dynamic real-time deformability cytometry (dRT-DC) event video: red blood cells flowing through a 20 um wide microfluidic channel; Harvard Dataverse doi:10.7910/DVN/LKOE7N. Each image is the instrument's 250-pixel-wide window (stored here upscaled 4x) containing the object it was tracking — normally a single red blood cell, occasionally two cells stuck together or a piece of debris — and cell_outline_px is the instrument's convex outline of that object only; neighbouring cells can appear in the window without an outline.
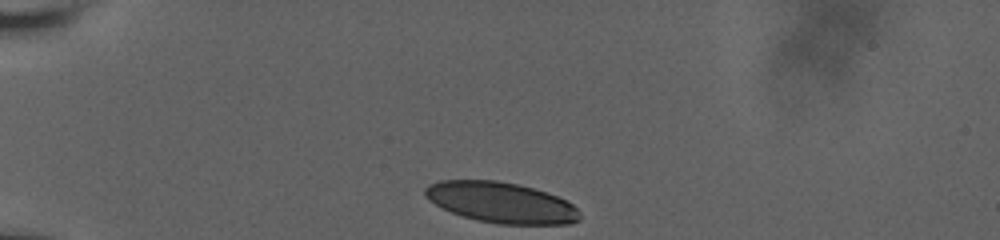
{"species": "human", "species_latin": "Homo sapiens", "temperature_condition": "room temperature", "stored_images_in_passage": 34, "camera_frame_rate_fps": 3000, "um_per_image_px": 0.085, "donor": {"sex": "male"}, "frame": {"image": 1, "passage_image": 1, "time_ms": 0.0, "image_size_px": [1000, 240], "cell_outline_px": [[580, 220], [568, 224], [496, 224], [476, 220], [452, 212], [428, 200], [424, 196], [424, 188], [428, 184], [440, 180], [496, 180], [516, 184], [532, 188], [556, 196], [572, 204], [580, 212]], "centroid_in_image_um": [42.57, 17.21], "position_along_channel_um": 42.4, "area_um2": 36.53}}
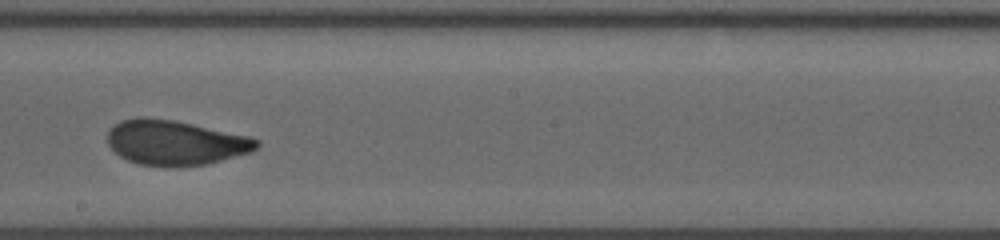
{"frame": {"image": 2, "passage_image": 20, "time_ms": 6.333, "image_size_px": [1000, 240], "cell_outline_px": [[260, 144], [252, 152], [208, 164], [176, 168], [164, 168], [140, 164], [128, 160], [120, 156], [108, 144], [108, 132], [120, 120], [136, 116], [144, 116], [172, 120], [252, 136], [260, 140]], "centroid_in_image_um": [14.93, 12.14], "position_along_channel_um": 233.3, "area_um2": 39.59}}
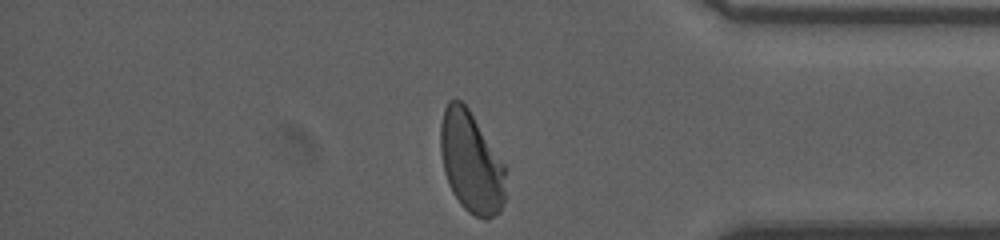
{"frame": {"image": 3, "passage_image": 34, "time_ms": 11.0, "image_size_px": [1000, 240], "cell_outline_px": [[504, 200], [500, 212], [488, 220], [484, 220], [468, 212], [460, 204], [452, 192], [444, 172], [440, 152], [440, 124], [444, 108], [448, 100], [460, 100], [468, 108], [504, 164]], "centroid_in_image_um": [40.02, 13.81], "position_along_channel_um": 395.2, "area_um2": 38.26}, "authors_computed_cell_mechanics": {"area_um2": 39.1306, "velocity_mm_per_s": 3.8196, "shape_relaxation_time_tau1_ms": 5.3005, "shape_relaxation_time_tau2_ms": null, "deformation_change_tau1": 0.1599, "deformation_change_tau2": null}}